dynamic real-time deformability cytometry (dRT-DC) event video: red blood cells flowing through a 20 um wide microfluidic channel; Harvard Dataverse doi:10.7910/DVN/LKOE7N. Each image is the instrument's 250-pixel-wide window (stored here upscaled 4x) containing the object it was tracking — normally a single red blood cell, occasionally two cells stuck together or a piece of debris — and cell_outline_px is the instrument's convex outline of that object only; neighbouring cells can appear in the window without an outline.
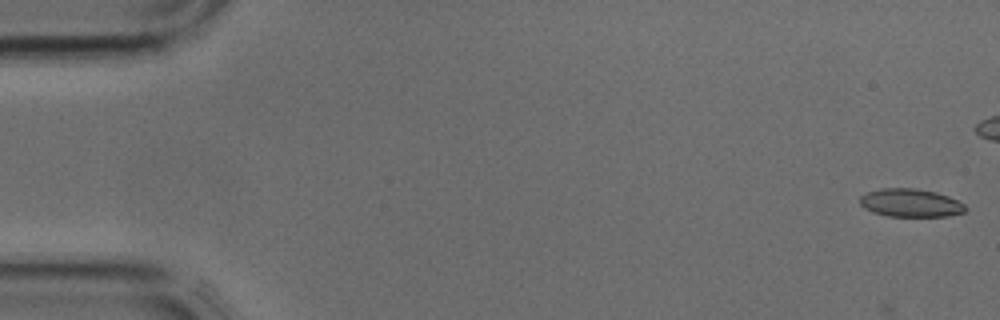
{"species": "common noctule bat (a hibernating species)", "species_latin": "Nyctalus noctula", "temperature_condition": "cold", "stored_images_in_passage": 36, "camera_frame_rate_fps": 3000, "um_per_image_px": 0.085, "animal": {"sex": "male", "body_mass_g": 17.9, "forearm_length_mm": 54.2}, "frame": {"image": 1, "passage_image": 1, "time_ms": 0.0, "image_size_px": [1000, 320], "cell_outline_px": [[968, 208], [964, 212], [948, 216], [888, 216], [872, 212], [864, 208], [860, 204], [860, 196], [868, 192], [880, 188], [916, 188], [936, 192], [948, 196], [964, 204]], "centroid_in_image_um": [77.39, 17.24], "position_along_channel_um": 7.6, "area_um2": 17.34}}
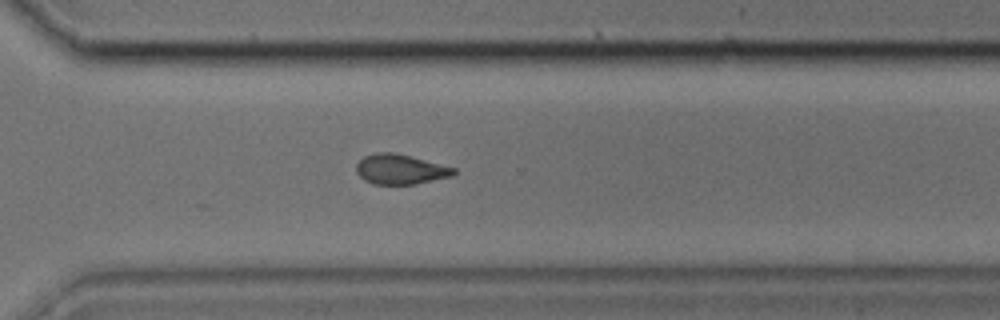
{"frame": {"image": 2, "passage_image": 30, "time_ms": 9.667, "image_size_px": [1000, 320], "cell_outline_px": [[456, 172], [452, 176], [416, 184], [372, 184], [364, 180], [356, 172], [356, 164], [364, 156], [376, 152], [392, 152], [456, 168]], "centroid_in_image_um": [34.0, 14.4], "position_along_channel_um": 336.6, "area_um2": 16.88}}
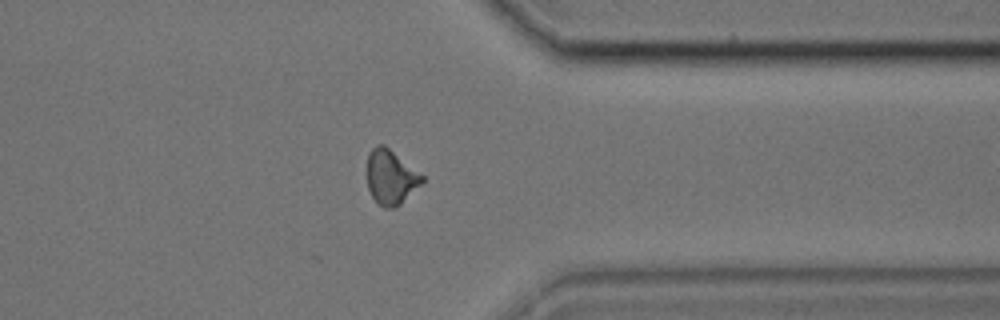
{"frame": {"image": 3, "passage_image": 33, "time_ms": 10.667, "image_size_px": [1000, 320], "cell_outline_px": [[424, 180], [396, 208], [384, 208], [372, 196], [368, 188], [368, 152], [376, 144], [384, 144], [424, 176]], "centroid_in_image_um": [33.2, 15.04], "position_along_channel_um": 378.2, "area_um2": 17.22}}